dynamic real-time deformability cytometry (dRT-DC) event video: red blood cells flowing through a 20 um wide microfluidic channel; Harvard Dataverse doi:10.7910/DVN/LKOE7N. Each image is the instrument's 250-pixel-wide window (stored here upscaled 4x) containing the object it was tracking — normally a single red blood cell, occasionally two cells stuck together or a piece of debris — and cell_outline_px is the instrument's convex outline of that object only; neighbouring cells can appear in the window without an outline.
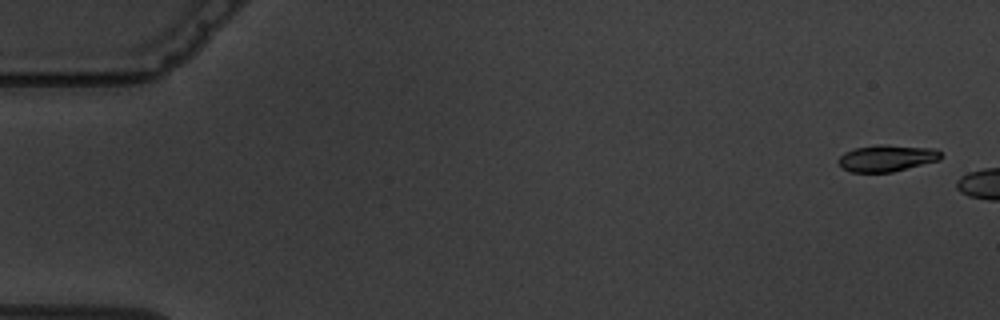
{"species": "common noctule bat (a hibernating species)", "species_latin": "Nyctalus noctula", "temperature_condition": "warm", "stored_images_in_passage": 5, "camera_frame_rate_fps": 3000, "um_per_image_px": 0.085, "animal": {"sex": "male", "body_mass_g": 19.5, "forearm_length_mm": 54.6}, "frame": {"image": 1, "passage_image": 1, "time_ms": 0.0, "image_size_px": [1000, 320], "cell_outline_px": [[940, 160], [892, 172], [852, 172], [844, 168], [840, 164], [840, 156], [844, 152], [856, 148], [876, 144], [884, 144], [936, 148], [940, 152]], "centroid_in_image_um": [75.41, 13.43], "position_along_channel_um": 9.6, "area_um2": 15.84}}